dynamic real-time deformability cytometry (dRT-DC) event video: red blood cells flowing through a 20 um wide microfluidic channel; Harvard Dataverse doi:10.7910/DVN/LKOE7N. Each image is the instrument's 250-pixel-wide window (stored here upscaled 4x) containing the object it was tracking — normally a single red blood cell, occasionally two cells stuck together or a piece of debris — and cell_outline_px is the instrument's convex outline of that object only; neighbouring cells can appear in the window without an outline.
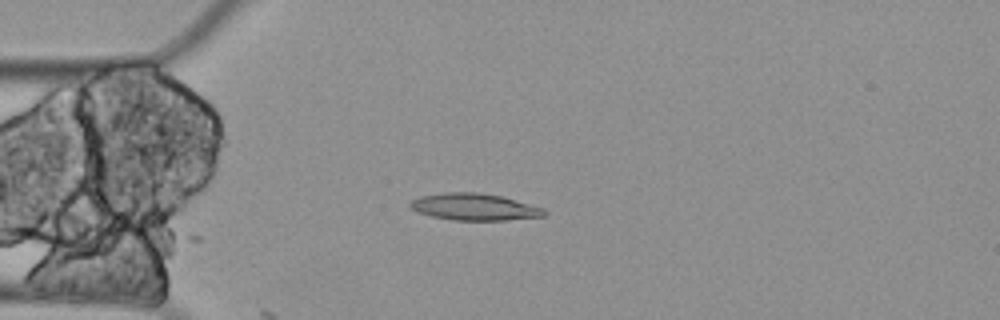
{"species": "Egyptian fruit bat (a non-hibernating species)", "species_latin": "Rousettus aegyptiacus", "temperature_condition": "cold", "stored_images_in_passage": 5, "camera_frame_rate_fps": 3000, "um_per_image_px": 0.085, "animal": {"sex": "female"}, "frame": {"image": 1, "passage_image": 5, "time_ms": 1.333, "image_size_px": [1000, 320], "cell_outline_px": [[548, 212], [544, 216], [504, 220], [452, 220], [432, 216], [416, 212], [408, 208], [408, 204], [412, 200], [420, 196], [444, 192], [476, 192], [500, 196], [544, 208]], "centroid_in_image_um": [40.27, 17.59], "position_along_channel_um": 44.7, "area_um2": 20.98}}